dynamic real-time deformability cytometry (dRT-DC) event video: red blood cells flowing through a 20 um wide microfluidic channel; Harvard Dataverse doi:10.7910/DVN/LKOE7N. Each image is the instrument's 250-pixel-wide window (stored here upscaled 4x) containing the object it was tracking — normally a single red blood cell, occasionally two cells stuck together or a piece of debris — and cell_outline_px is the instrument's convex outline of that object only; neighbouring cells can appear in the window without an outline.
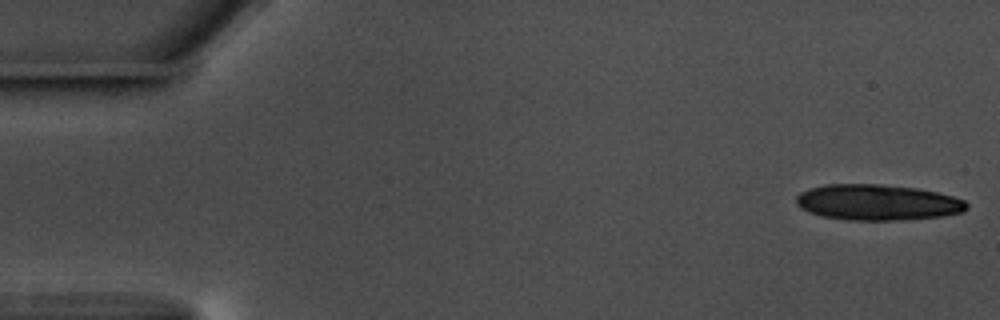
{"species": "common noctule bat (a hibernating species)", "species_latin": "Nyctalus noctula", "temperature_condition": "warm", "stored_images_in_passage": 16, "camera_frame_rate_fps": 3000, "um_per_image_px": 0.085, "animal": {"sex": "male", "body_mass_g": 17.5, "forearm_length_mm": 52.3}, "frame": {"image": 1, "passage_image": 1, "time_ms": 0.0, "image_size_px": [1000, 320], "cell_outline_px": [[968, 208], [964, 212], [940, 216], [892, 220], [848, 220], [824, 216], [808, 212], [800, 208], [796, 204], [796, 196], [800, 192], [808, 188], [824, 184], [880, 184], [916, 188], [936, 192], [952, 196], [964, 200], [968, 204]], "centroid_in_image_um": [74.55, 17.19], "position_along_channel_um": 10.5, "area_um2": 35.55}}